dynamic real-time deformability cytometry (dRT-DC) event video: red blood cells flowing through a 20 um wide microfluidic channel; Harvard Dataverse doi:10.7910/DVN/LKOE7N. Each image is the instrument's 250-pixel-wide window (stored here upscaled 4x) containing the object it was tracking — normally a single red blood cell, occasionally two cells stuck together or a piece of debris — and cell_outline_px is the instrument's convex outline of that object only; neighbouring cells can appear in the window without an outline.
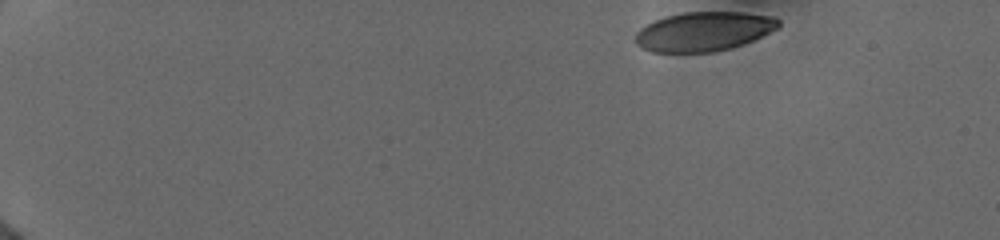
{"species": "human", "species_latin": "Homo sapiens", "temperature_condition": "cold", "stored_images_in_passage": 42, "camera_frame_rate_fps": 3000, "um_per_image_px": 0.085, "donor": {"sex": "female"}, "frame": {"image": 1, "passage_image": 1, "time_ms": 0.0, "image_size_px": [1000, 240], "cell_outline_px": [[780, 28], [744, 44], [732, 48], [712, 52], [652, 52], [636, 44], [632, 40], [636, 32], [640, 28], [656, 20], [668, 16], [684, 12], [744, 12], [772, 16], [780, 20]], "centroid_in_image_um": [59.84, 2.68], "position_along_channel_um": 25.2, "area_um2": 32.95}}
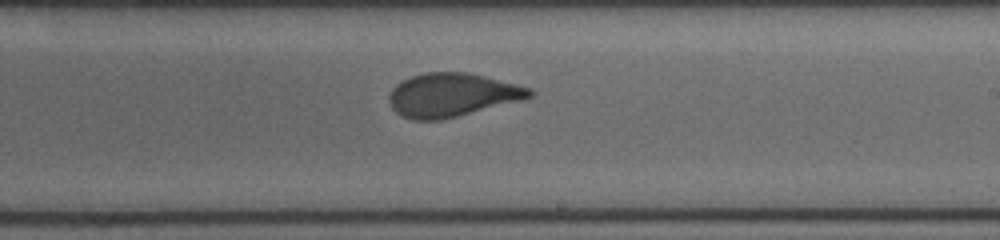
{"frame": {"image": 2, "passage_image": 21, "time_ms": 9.0, "image_size_px": [1000, 240], "cell_outline_px": [[536, 92], [532, 96], [456, 116], [440, 120], [412, 120], [396, 112], [392, 108], [388, 100], [388, 96], [392, 88], [396, 84], [412, 76], [424, 72], [468, 72], [532, 88]], "centroid_in_image_um": [38.37, 8.05], "position_along_channel_um": 250.6, "area_um2": 35.14}}
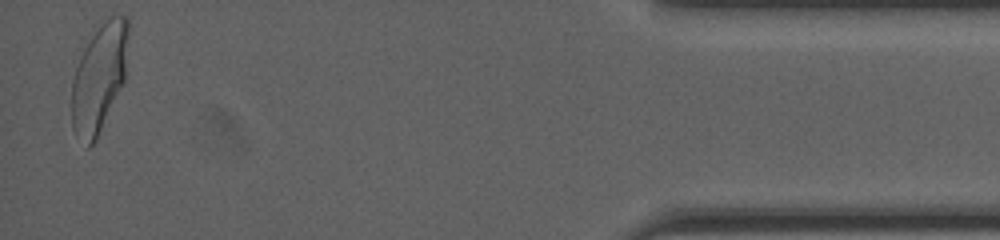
{"frame": {"image": 3, "passage_image": 42, "time_ms": 15.0, "image_size_px": [1000, 240], "cell_outline_px": [[128, 32], [124, 80], [96, 140], [88, 148], [72, 128], [72, 80], [80, 56], [84, 48], [92, 36], [104, 20], [112, 16], [128, 16]], "centroid_in_image_um": [8.42, 6.61], "position_along_channel_um": 426.8, "area_um2": 34.97}, "authors_computed_cell_mechanics": {"area_um2": 35.547, "velocity_mm_per_s": 3.961, "shape_relaxation_time_tau1_ms": 4.9455, "shape_relaxation_time_tau2_ms": null, "deformation_change_tau1": 0.1726, "deformation_change_tau2": null}}